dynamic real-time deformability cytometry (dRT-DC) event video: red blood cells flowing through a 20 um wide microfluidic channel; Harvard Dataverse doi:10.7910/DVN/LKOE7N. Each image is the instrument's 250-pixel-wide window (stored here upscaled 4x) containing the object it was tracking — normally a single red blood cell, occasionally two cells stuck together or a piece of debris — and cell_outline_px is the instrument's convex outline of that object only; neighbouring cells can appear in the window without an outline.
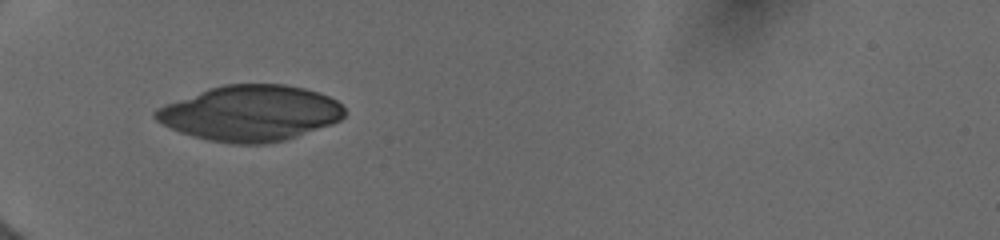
{"species": "human", "species_latin": "Homo sapiens", "temperature_condition": "cold", "stored_images_in_passage": 26, "camera_frame_rate_fps": 3000, "um_per_image_px": 0.085, "donor": {"sex": "female"}, "frame": {"image": 1, "passage_image": 1, "time_ms": 0.0, "image_size_px": [1000, 240], "cell_outline_px": [[344, 116], [340, 120], [332, 124], [284, 140], [264, 144], [232, 144], [212, 140], [180, 132], [156, 120], [152, 116], [152, 112], [156, 108], [164, 104], [208, 88], [224, 84], [284, 84], [304, 88], [320, 92], [336, 100], [344, 108]], "centroid_in_image_um": [21.27, 9.61], "position_along_channel_um": 63.7, "area_um2": 61.15}}
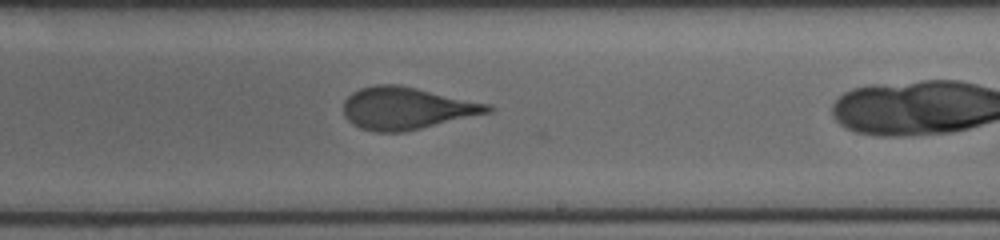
{"frame": {"image": 2, "passage_image": 15, "time_ms": 4.0, "image_size_px": [1000, 240], "cell_outline_px": [[496, 108], [492, 112], [404, 132], [376, 132], [360, 128], [352, 124], [344, 116], [344, 100], [352, 92], [360, 88], [376, 84], [400, 84], [492, 104]], "centroid_in_image_um": [34.59, 9.19], "position_along_channel_um": 254.4, "area_um2": 35.89}}
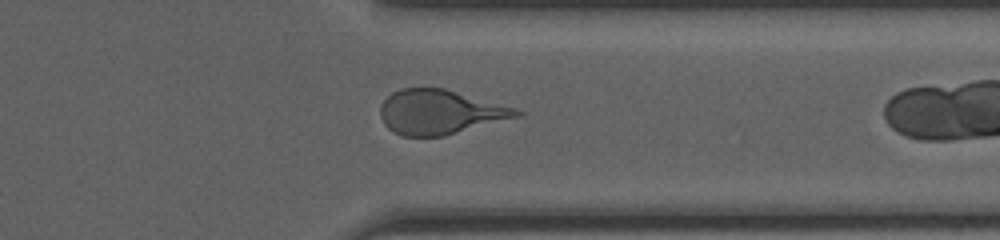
{"frame": {"image": 3, "passage_image": 25, "time_ms": 7.0, "image_size_px": [1000, 240], "cell_outline_px": [[524, 116], [444, 136], [404, 136], [388, 128], [384, 124], [380, 116], [380, 104], [392, 92], [400, 88], [444, 88], [516, 108], [524, 112]], "centroid_in_image_um": [37.43, 9.53], "position_along_channel_um": 374.0, "area_um2": 35.49}}